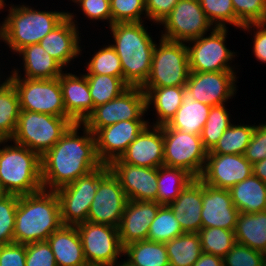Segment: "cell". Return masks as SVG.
<instances>
[{
    "mask_svg": "<svg viewBox=\"0 0 266 266\" xmlns=\"http://www.w3.org/2000/svg\"><path fill=\"white\" fill-rule=\"evenodd\" d=\"M141 89L146 94L147 110L151 104L156 109L157 121L154 123V126L168 124L182 105V86Z\"/></svg>",
    "mask_w": 266,
    "mask_h": 266,
    "instance_id": "cell-31",
    "label": "cell"
},
{
    "mask_svg": "<svg viewBox=\"0 0 266 266\" xmlns=\"http://www.w3.org/2000/svg\"><path fill=\"white\" fill-rule=\"evenodd\" d=\"M73 16V13L67 12V17L39 42L62 67L67 66L82 51L78 25Z\"/></svg>",
    "mask_w": 266,
    "mask_h": 266,
    "instance_id": "cell-23",
    "label": "cell"
},
{
    "mask_svg": "<svg viewBox=\"0 0 266 266\" xmlns=\"http://www.w3.org/2000/svg\"><path fill=\"white\" fill-rule=\"evenodd\" d=\"M13 143L0 148V192L23 196L42 190L41 156Z\"/></svg>",
    "mask_w": 266,
    "mask_h": 266,
    "instance_id": "cell-5",
    "label": "cell"
},
{
    "mask_svg": "<svg viewBox=\"0 0 266 266\" xmlns=\"http://www.w3.org/2000/svg\"><path fill=\"white\" fill-rule=\"evenodd\" d=\"M147 112L146 94L138 86H129L124 92L111 101L99 105L82 123L93 134L100 128L124 120H144Z\"/></svg>",
    "mask_w": 266,
    "mask_h": 266,
    "instance_id": "cell-12",
    "label": "cell"
},
{
    "mask_svg": "<svg viewBox=\"0 0 266 266\" xmlns=\"http://www.w3.org/2000/svg\"><path fill=\"white\" fill-rule=\"evenodd\" d=\"M161 205L151 201L128 200L118 233L122 246L142 240H148L149 226Z\"/></svg>",
    "mask_w": 266,
    "mask_h": 266,
    "instance_id": "cell-22",
    "label": "cell"
},
{
    "mask_svg": "<svg viewBox=\"0 0 266 266\" xmlns=\"http://www.w3.org/2000/svg\"><path fill=\"white\" fill-rule=\"evenodd\" d=\"M182 105L178 108L175 116L167 124L171 129L185 133L201 135L203 127L208 119L211 106L196 101L191 90L182 86Z\"/></svg>",
    "mask_w": 266,
    "mask_h": 266,
    "instance_id": "cell-27",
    "label": "cell"
},
{
    "mask_svg": "<svg viewBox=\"0 0 266 266\" xmlns=\"http://www.w3.org/2000/svg\"><path fill=\"white\" fill-rule=\"evenodd\" d=\"M109 168L120 181L128 200L157 202L158 168L140 167L114 159Z\"/></svg>",
    "mask_w": 266,
    "mask_h": 266,
    "instance_id": "cell-17",
    "label": "cell"
},
{
    "mask_svg": "<svg viewBox=\"0 0 266 266\" xmlns=\"http://www.w3.org/2000/svg\"><path fill=\"white\" fill-rule=\"evenodd\" d=\"M199 2L214 27L225 28V23L232 24L238 28L244 26L236 17L232 0H199Z\"/></svg>",
    "mask_w": 266,
    "mask_h": 266,
    "instance_id": "cell-42",
    "label": "cell"
},
{
    "mask_svg": "<svg viewBox=\"0 0 266 266\" xmlns=\"http://www.w3.org/2000/svg\"><path fill=\"white\" fill-rule=\"evenodd\" d=\"M169 207L183 232L198 233L202 228V181L195 178Z\"/></svg>",
    "mask_w": 266,
    "mask_h": 266,
    "instance_id": "cell-25",
    "label": "cell"
},
{
    "mask_svg": "<svg viewBox=\"0 0 266 266\" xmlns=\"http://www.w3.org/2000/svg\"><path fill=\"white\" fill-rule=\"evenodd\" d=\"M9 14L0 25V39L13 52L39 42L66 17L67 12L37 11L29 6H11Z\"/></svg>",
    "mask_w": 266,
    "mask_h": 266,
    "instance_id": "cell-4",
    "label": "cell"
},
{
    "mask_svg": "<svg viewBox=\"0 0 266 266\" xmlns=\"http://www.w3.org/2000/svg\"><path fill=\"white\" fill-rule=\"evenodd\" d=\"M244 157L253 165L266 158V123L255 126Z\"/></svg>",
    "mask_w": 266,
    "mask_h": 266,
    "instance_id": "cell-48",
    "label": "cell"
},
{
    "mask_svg": "<svg viewBox=\"0 0 266 266\" xmlns=\"http://www.w3.org/2000/svg\"><path fill=\"white\" fill-rule=\"evenodd\" d=\"M143 22L114 23L109 28L121 60L123 81L128 86L141 87L149 77L153 50L156 43L148 34Z\"/></svg>",
    "mask_w": 266,
    "mask_h": 266,
    "instance_id": "cell-3",
    "label": "cell"
},
{
    "mask_svg": "<svg viewBox=\"0 0 266 266\" xmlns=\"http://www.w3.org/2000/svg\"><path fill=\"white\" fill-rule=\"evenodd\" d=\"M18 74V69H14L9 76L19 96L20 110L70 117L65 110L59 77L29 79Z\"/></svg>",
    "mask_w": 266,
    "mask_h": 266,
    "instance_id": "cell-9",
    "label": "cell"
},
{
    "mask_svg": "<svg viewBox=\"0 0 266 266\" xmlns=\"http://www.w3.org/2000/svg\"><path fill=\"white\" fill-rule=\"evenodd\" d=\"M234 234L236 243L266 254V210L239 212Z\"/></svg>",
    "mask_w": 266,
    "mask_h": 266,
    "instance_id": "cell-29",
    "label": "cell"
},
{
    "mask_svg": "<svg viewBox=\"0 0 266 266\" xmlns=\"http://www.w3.org/2000/svg\"><path fill=\"white\" fill-rule=\"evenodd\" d=\"M161 24L165 27L161 38L183 43L206 35L210 28H215L205 15L199 0H179Z\"/></svg>",
    "mask_w": 266,
    "mask_h": 266,
    "instance_id": "cell-14",
    "label": "cell"
},
{
    "mask_svg": "<svg viewBox=\"0 0 266 266\" xmlns=\"http://www.w3.org/2000/svg\"><path fill=\"white\" fill-rule=\"evenodd\" d=\"M46 241L57 266H88L76 226L61 225Z\"/></svg>",
    "mask_w": 266,
    "mask_h": 266,
    "instance_id": "cell-26",
    "label": "cell"
},
{
    "mask_svg": "<svg viewBox=\"0 0 266 266\" xmlns=\"http://www.w3.org/2000/svg\"><path fill=\"white\" fill-rule=\"evenodd\" d=\"M11 82V76L8 77L5 82H3L2 84L0 83V91H2L7 85H9V83Z\"/></svg>",
    "mask_w": 266,
    "mask_h": 266,
    "instance_id": "cell-55",
    "label": "cell"
},
{
    "mask_svg": "<svg viewBox=\"0 0 266 266\" xmlns=\"http://www.w3.org/2000/svg\"><path fill=\"white\" fill-rule=\"evenodd\" d=\"M224 266H266V254L236 243L223 257Z\"/></svg>",
    "mask_w": 266,
    "mask_h": 266,
    "instance_id": "cell-45",
    "label": "cell"
},
{
    "mask_svg": "<svg viewBox=\"0 0 266 266\" xmlns=\"http://www.w3.org/2000/svg\"><path fill=\"white\" fill-rule=\"evenodd\" d=\"M193 266H224L223 258L213 255L202 253L200 258L193 264Z\"/></svg>",
    "mask_w": 266,
    "mask_h": 266,
    "instance_id": "cell-53",
    "label": "cell"
},
{
    "mask_svg": "<svg viewBox=\"0 0 266 266\" xmlns=\"http://www.w3.org/2000/svg\"><path fill=\"white\" fill-rule=\"evenodd\" d=\"M211 30L210 36L187 42L193 44L187 46L190 72L234 71L229 61L234 60L235 52L225 46L227 27Z\"/></svg>",
    "mask_w": 266,
    "mask_h": 266,
    "instance_id": "cell-13",
    "label": "cell"
},
{
    "mask_svg": "<svg viewBox=\"0 0 266 266\" xmlns=\"http://www.w3.org/2000/svg\"><path fill=\"white\" fill-rule=\"evenodd\" d=\"M255 125L231 124L207 154H241L250 143Z\"/></svg>",
    "mask_w": 266,
    "mask_h": 266,
    "instance_id": "cell-35",
    "label": "cell"
},
{
    "mask_svg": "<svg viewBox=\"0 0 266 266\" xmlns=\"http://www.w3.org/2000/svg\"><path fill=\"white\" fill-rule=\"evenodd\" d=\"M17 205V195L0 194V245L14 242V225Z\"/></svg>",
    "mask_w": 266,
    "mask_h": 266,
    "instance_id": "cell-43",
    "label": "cell"
},
{
    "mask_svg": "<svg viewBox=\"0 0 266 266\" xmlns=\"http://www.w3.org/2000/svg\"><path fill=\"white\" fill-rule=\"evenodd\" d=\"M229 193L239 212L266 210V183L253 174L230 188Z\"/></svg>",
    "mask_w": 266,
    "mask_h": 266,
    "instance_id": "cell-30",
    "label": "cell"
},
{
    "mask_svg": "<svg viewBox=\"0 0 266 266\" xmlns=\"http://www.w3.org/2000/svg\"><path fill=\"white\" fill-rule=\"evenodd\" d=\"M62 225L59 199L52 190L18 196L14 242L28 244L46 241Z\"/></svg>",
    "mask_w": 266,
    "mask_h": 266,
    "instance_id": "cell-2",
    "label": "cell"
},
{
    "mask_svg": "<svg viewBox=\"0 0 266 266\" xmlns=\"http://www.w3.org/2000/svg\"><path fill=\"white\" fill-rule=\"evenodd\" d=\"M179 0H145L146 16L159 24L172 11Z\"/></svg>",
    "mask_w": 266,
    "mask_h": 266,
    "instance_id": "cell-51",
    "label": "cell"
},
{
    "mask_svg": "<svg viewBox=\"0 0 266 266\" xmlns=\"http://www.w3.org/2000/svg\"><path fill=\"white\" fill-rule=\"evenodd\" d=\"M82 123L73 124L62 138L41 156L43 189L55 191L103 165L96 152L94 134Z\"/></svg>",
    "mask_w": 266,
    "mask_h": 266,
    "instance_id": "cell-1",
    "label": "cell"
},
{
    "mask_svg": "<svg viewBox=\"0 0 266 266\" xmlns=\"http://www.w3.org/2000/svg\"><path fill=\"white\" fill-rule=\"evenodd\" d=\"M252 174V164L244 155L207 154L199 179L209 186L229 190Z\"/></svg>",
    "mask_w": 266,
    "mask_h": 266,
    "instance_id": "cell-16",
    "label": "cell"
},
{
    "mask_svg": "<svg viewBox=\"0 0 266 266\" xmlns=\"http://www.w3.org/2000/svg\"><path fill=\"white\" fill-rule=\"evenodd\" d=\"M127 201L120 181L110 170L98 183L87 221L118 228Z\"/></svg>",
    "mask_w": 266,
    "mask_h": 266,
    "instance_id": "cell-15",
    "label": "cell"
},
{
    "mask_svg": "<svg viewBox=\"0 0 266 266\" xmlns=\"http://www.w3.org/2000/svg\"><path fill=\"white\" fill-rule=\"evenodd\" d=\"M169 205H161L148 231V240L166 243L183 234Z\"/></svg>",
    "mask_w": 266,
    "mask_h": 266,
    "instance_id": "cell-38",
    "label": "cell"
},
{
    "mask_svg": "<svg viewBox=\"0 0 266 266\" xmlns=\"http://www.w3.org/2000/svg\"><path fill=\"white\" fill-rule=\"evenodd\" d=\"M203 253L224 257L236 244L234 231L219 227L201 228L198 232Z\"/></svg>",
    "mask_w": 266,
    "mask_h": 266,
    "instance_id": "cell-39",
    "label": "cell"
},
{
    "mask_svg": "<svg viewBox=\"0 0 266 266\" xmlns=\"http://www.w3.org/2000/svg\"><path fill=\"white\" fill-rule=\"evenodd\" d=\"M236 17L243 24L266 23V0H232Z\"/></svg>",
    "mask_w": 266,
    "mask_h": 266,
    "instance_id": "cell-46",
    "label": "cell"
},
{
    "mask_svg": "<svg viewBox=\"0 0 266 266\" xmlns=\"http://www.w3.org/2000/svg\"><path fill=\"white\" fill-rule=\"evenodd\" d=\"M76 227L88 266H113L117 263L124 251L117 227L90 221Z\"/></svg>",
    "mask_w": 266,
    "mask_h": 266,
    "instance_id": "cell-11",
    "label": "cell"
},
{
    "mask_svg": "<svg viewBox=\"0 0 266 266\" xmlns=\"http://www.w3.org/2000/svg\"><path fill=\"white\" fill-rule=\"evenodd\" d=\"M164 165L187 171L199 178L205 167L208 151L200 135L185 133L163 125Z\"/></svg>",
    "mask_w": 266,
    "mask_h": 266,
    "instance_id": "cell-10",
    "label": "cell"
},
{
    "mask_svg": "<svg viewBox=\"0 0 266 266\" xmlns=\"http://www.w3.org/2000/svg\"><path fill=\"white\" fill-rule=\"evenodd\" d=\"M123 255L133 266H170L165 243L136 241L124 246Z\"/></svg>",
    "mask_w": 266,
    "mask_h": 266,
    "instance_id": "cell-32",
    "label": "cell"
},
{
    "mask_svg": "<svg viewBox=\"0 0 266 266\" xmlns=\"http://www.w3.org/2000/svg\"><path fill=\"white\" fill-rule=\"evenodd\" d=\"M195 178L187 171L162 165L158 167L157 203L169 205Z\"/></svg>",
    "mask_w": 266,
    "mask_h": 266,
    "instance_id": "cell-33",
    "label": "cell"
},
{
    "mask_svg": "<svg viewBox=\"0 0 266 266\" xmlns=\"http://www.w3.org/2000/svg\"><path fill=\"white\" fill-rule=\"evenodd\" d=\"M113 266H133L131 264H129L126 260L123 262H119V263H115Z\"/></svg>",
    "mask_w": 266,
    "mask_h": 266,
    "instance_id": "cell-56",
    "label": "cell"
},
{
    "mask_svg": "<svg viewBox=\"0 0 266 266\" xmlns=\"http://www.w3.org/2000/svg\"><path fill=\"white\" fill-rule=\"evenodd\" d=\"M170 266H193L203 253L198 233L184 232L165 243Z\"/></svg>",
    "mask_w": 266,
    "mask_h": 266,
    "instance_id": "cell-34",
    "label": "cell"
},
{
    "mask_svg": "<svg viewBox=\"0 0 266 266\" xmlns=\"http://www.w3.org/2000/svg\"><path fill=\"white\" fill-rule=\"evenodd\" d=\"M109 171V165L103 164L89 174L55 190L59 199L62 225L77 226L87 221L98 183Z\"/></svg>",
    "mask_w": 266,
    "mask_h": 266,
    "instance_id": "cell-8",
    "label": "cell"
},
{
    "mask_svg": "<svg viewBox=\"0 0 266 266\" xmlns=\"http://www.w3.org/2000/svg\"><path fill=\"white\" fill-rule=\"evenodd\" d=\"M238 215L229 190L202 182V228L219 227L235 231Z\"/></svg>",
    "mask_w": 266,
    "mask_h": 266,
    "instance_id": "cell-20",
    "label": "cell"
},
{
    "mask_svg": "<svg viewBox=\"0 0 266 266\" xmlns=\"http://www.w3.org/2000/svg\"><path fill=\"white\" fill-rule=\"evenodd\" d=\"M4 0H0V10L5 7Z\"/></svg>",
    "mask_w": 266,
    "mask_h": 266,
    "instance_id": "cell-58",
    "label": "cell"
},
{
    "mask_svg": "<svg viewBox=\"0 0 266 266\" xmlns=\"http://www.w3.org/2000/svg\"><path fill=\"white\" fill-rule=\"evenodd\" d=\"M232 123L224 105L212 106L208 119L203 127L201 139L204 148L209 152Z\"/></svg>",
    "mask_w": 266,
    "mask_h": 266,
    "instance_id": "cell-40",
    "label": "cell"
},
{
    "mask_svg": "<svg viewBox=\"0 0 266 266\" xmlns=\"http://www.w3.org/2000/svg\"><path fill=\"white\" fill-rule=\"evenodd\" d=\"M10 141V139H4L1 135H0V145L1 144H5L6 142H9Z\"/></svg>",
    "mask_w": 266,
    "mask_h": 266,
    "instance_id": "cell-57",
    "label": "cell"
},
{
    "mask_svg": "<svg viewBox=\"0 0 266 266\" xmlns=\"http://www.w3.org/2000/svg\"><path fill=\"white\" fill-rule=\"evenodd\" d=\"M19 113V96L16 88L10 82L0 91V135L4 139H11L14 135Z\"/></svg>",
    "mask_w": 266,
    "mask_h": 266,
    "instance_id": "cell-37",
    "label": "cell"
},
{
    "mask_svg": "<svg viewBox=\"0 0 266 266\" xmlns=\"http://www.w3.org/2000/svg\"><path fill=\"white\" fill-rule=\"evenodd\" d=\"M85 75H110L123 80L121 60L112 44L99 49L87 64Z\"/></svg>",
    "mask_w": 266,
    "mask_h": 266,
    "instance_id": "cell-41",
    "label": "cell"
},
{
    "mask_svg": "<svg viewBox=\"0 0 266 266\" xmlns=\"http://www.w3.org/2000/svg\"><path fill=\"white\" fill-rule=\"evenodd\" d=\"M25 266H57L54 254L47 241L26 244Z\"/></svg>",
    "mask_w": 266,
    "mask_h": 266,
    "instance_id": "cell-47",
    "label": "cell"
},
{
    "mask_svg": "<svg viewBox=\"0 0 266 266\" xmlns=\"http://www.w3.org/2000/svg\"><path fill=\"white\" fill-rule=\"evenodd\" d=\"M76 122L71 117L20 110L14 135L10 139L42 156Z\"/></svg>",
    "mask_w": 266,
    "mask_h": 266,
    "instance_id": "cell-6",
    "label": "cell"
},
{
    "mask_svg": "<svg viewBox=\"0 0 266 266\" xmlns=\"http://www.w3.org/2000/svg\"><path fill=\"white\" fill-rule=\"evenodd\" d=\"M59 82L66 113L76 123H83L93 112V101L86 76L62 73Z\"/></svg>",
    "mask_w": 266,
    "mask_h": 266,
    "instance_id": "cell-24",
    "label": "cell"
},
{
    "mask_svg": "<svg viewBox=\"0 0 266 266\" xmlns=\"http://www.w3.org/2000/svg\"><path fill=\"white\" fill-rule=\"evenodd\" d=\"M234 71L190 72L186 86L196 101L207 105H223L236 93Z\"/></svg>",
    "mask_w": 266,
    "mask_h": 266,
    "instance_id": "cell-19",
    "label": "cell"
},
{
    "mask_svg": "<svg viewBox=\"0 0 266 266\" xmlns=\"http://www.w3.org/2000/svg\"><path fill=\"white\" fill-rule=\"evenodd\" d=\"M148 124L145 120H124L100 128L94 134L99 160L109 165L114 159L120 158Z\"/></svg>",
    "mask_w": 266,
    "mask_h": 266,
    "instance_id": "cell-18",
    "label": "cell"
},
{
    "mask_svg": "<svg viewBox=\"0 0 266 266\" xmlns=\"http://www.w3.org/2000/svg\"><path fill=\"white\" fill-rule=\"evenodd\" d=\"M26 244L12 242L0 245V266H25Z\"/></svg>",
    "mask_w": 266,
    "mask_h": 266,
    "instance_id": "cell-50",
    "label": "cell"
},
{
    "mask_svg": "<svg viewBox=\"0 0 266 266\" xmlns=\"http://www.w3.org/2000/svg\"><path fill=\"white\" fill-rule=\"evenodd\" d=\"M18 53L23 56L25 78L55 79L64 72L63 67L40 44L26 46Z\"/></svg>",
    "mask_w": 266,
    "mask_h": 266,
    "instance_id": "cell-28",
    "label": "cell"
},
{
    "mask_svg": "<svg viewBox=\"0 0 266 266\" xmlns=\"http://www.w3.org/2000/svg\"><path fill=\"white\" fill-rule=\"evenodd\" d=\"M150 128L148 124L127 147L119 158L123 163L150 168L164 165L163 126Z\"/></svg>",
    "mask_w": 266,
    "mask_h": 266,
    "instance_id": "cell-21",
    "label": "cell"
},
{
    "mask_svg": "<svg viewBox=\"0 0 266 266\" xmlns=\"http://www.w3.org/2000/svg\"><path fill=\"white\" fill-rule=\"evenodd\" d=\"M155 45L151 71L141 88L185 86L190 74L187 45L161 38Z\"/></svg>",
    "mask_w": 266,
    "mask_h": 266,
    "instance_id": "cell-7",
    "label": "cell"
},
{
    "mask_svg": "<svg viewBox=\"0 0 266 266\" xmlns=\"http://www.w3.org/2000/svg\"><path fill=\"white\" fill-rule=\"evenodd\" d=\"M94 108L115 99L129 86L120 78L110 75H85Z\"/></svg>",
    "mask_w": 266,
    "mask_h": 266,
    "instance_id": "cell-36",
    "label": "cell"
},
{
    "mask_svg": "<svg viewBox=\"0 0 266 266\" xmlns=\"http://www.w3.org/2000/svg\"><path fill=\"white\" fill-rule=\"evenodd\" d=\"M253 175L266 183V158L252 165Z\"/></svg>",
    "mask_w": 266,
    "mask_h": 266,
    "instance_id": "cell-54",
    "label": "cell"
},
{
    "mask_svg": "<svg viewBox=\"0 0 266 266\" xmlns=\"http://www.w3.org/2000/svg\"><path fill=\"white\" fill-rule=\"evenodd\" d=\"M252 27L258 29L254 32L253 53L258 61L266 63V23H251L244 25L241 29L250 31Z\"/></svg>",
    "mask_w": 266,
    "mask_h": 266,
    "instance_id": "cell-52",
    "label": "cell"
},
{
    "mask_svg": "<svg viewBox=\"0 0 266 266\" xmlns=\"http://www.w3.org/2000/svg\"><path fill=\"white\" fill-rule=\"evenodd\" d=\"M112 24L143 22L141 15L145 11V0H110Z\"/></svg>",
    "mask_w": 266,
    "mask_h": 266,
    "instance_id": "cell-44",
    "label": "cell"
},
{
    "mask_svg": "<svg viewBox=\"0 0 266 266\" xmlns=\"http://www.w3.org/2000/svg\"><path fill=\"white\" fill-rule=\"evenodd\" d=\"M81 6L83 13L92 20H109L112 25L110 0H72Z\"/></svg>",
    "mask_w": 266,
    "mask_h": 266,
    "instance_id": "cell-49",
    "label": "cell"
}]
</instances>
